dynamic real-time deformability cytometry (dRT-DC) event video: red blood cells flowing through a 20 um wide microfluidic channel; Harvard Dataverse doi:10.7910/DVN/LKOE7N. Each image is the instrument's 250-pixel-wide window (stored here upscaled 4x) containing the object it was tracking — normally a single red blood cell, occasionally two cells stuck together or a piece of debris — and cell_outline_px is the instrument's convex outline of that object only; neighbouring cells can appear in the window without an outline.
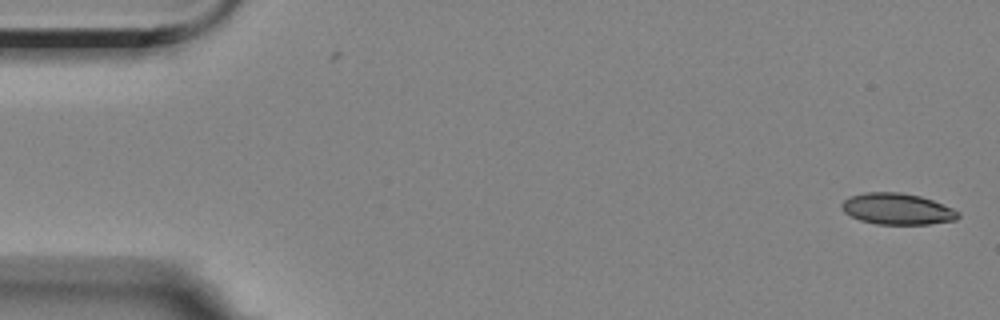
{"species": "Egyptian fruit bat (a non-hibernating species)", "species_latin": "Rousettus aegyptiacus", "temperature_condition": "room temperature", "stored_images_in_passage": 50, "camera_frame_rate_fps": 3000, "um_per_image_px": 0.085, "animal": {"sex": "female"}, "frame": {"image": 1, "passage_image": 1, "time_ms": 0.0, "image_size_px": [1000, 320], "cell_outline_px": [[960, 216], [956, 220], [928, 224], [876, 224], [860, 220], [844, 212], [840, 204], [844, 200], [852, 196], [864, 192], [900, 192], [920, 196], [932, 200], [952, 208], [960, 212]], "centroid_in_image_um": [76.27, 17.76], "position_along_channel_um": 8.7, "area_um2": 21.15}}
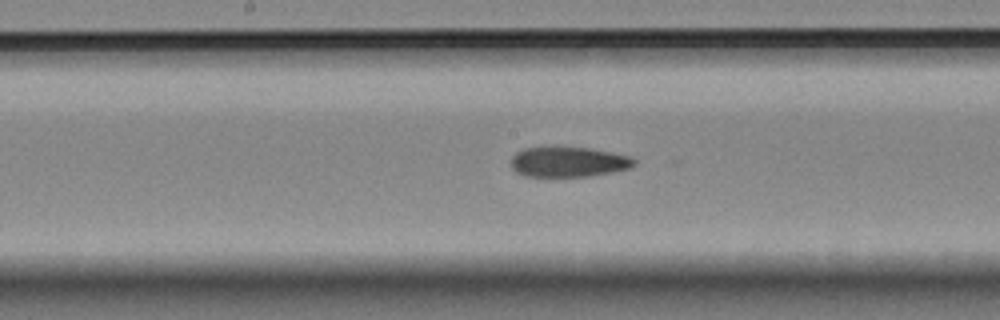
{"frame": {"image": 2, "passage_image": 28, "time_ms": 9.0, "image_size_px": [1000, 320], "cell_outline_px": [[636, 164], [628, 168], [612, 172], [588, 176], [528, 176], [516, 172], [512, 168], [512, 156], [516, 152], [524, 148], [544, 144], [552, 144], [588, 148], [612, 152], [632, 156], [636, 160]], "centroid_in_image_um": [48.29, 13.7], "position_along_channel_um": 199.9, "area_um2": 22.37}}
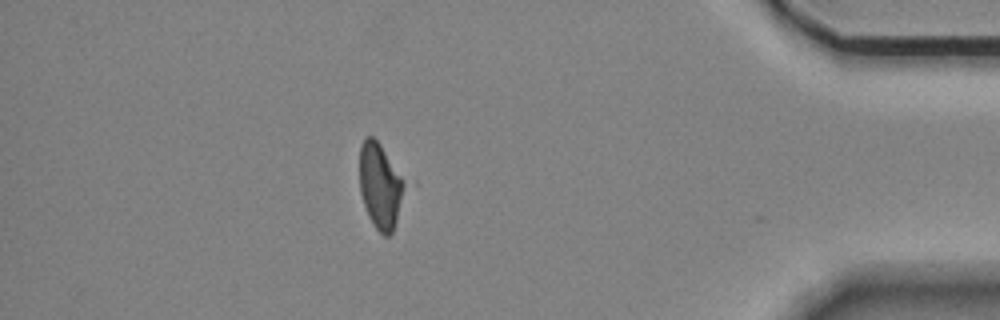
{"frame": {"image": 3, "passage_image": 49, "time_ms": 16.0, "image_size_px": [1000, 320], "cell_outline_px": [[408, 188], [396, 224], [392, 232], [388, 236], [384, 236], [372, 224], [368, 216], [360, 192], [360, 144], [364, 136], [372, 136], [380, 144], [408, 184]], "centroid_in_image_um": [32.36, 15.82], "position_along_channel_um": 402.8, "area_um2": 22.95}, "authors_computed_cell_mechanics": {"area_um2": 22.7732, "velocity_mm_per_s": 3.5124, "shape_relaxation_time_tau1_ms": null, "shape_relaxation_time_tau2_ms": 4.4667, "deformation_change_tau1": null, "deformation_change_tau2": 0.1186}}